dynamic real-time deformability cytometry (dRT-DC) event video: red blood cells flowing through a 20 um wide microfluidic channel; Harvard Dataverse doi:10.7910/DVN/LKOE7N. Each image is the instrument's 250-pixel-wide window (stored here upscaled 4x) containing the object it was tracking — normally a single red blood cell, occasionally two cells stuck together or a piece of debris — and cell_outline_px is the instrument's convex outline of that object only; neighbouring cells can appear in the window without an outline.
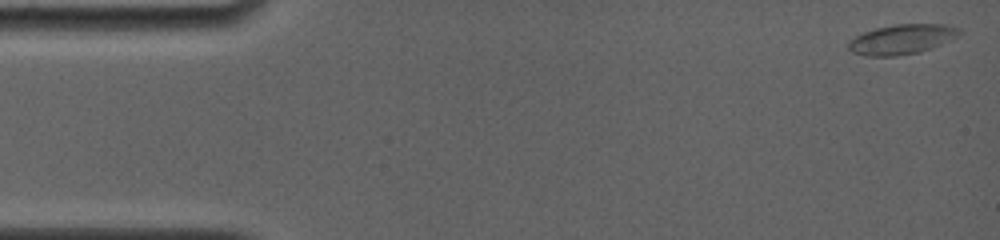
{"species": "common noctule bat (a hibernating species)", "species_latin": "Nyctalus noctula", "temperature_condition": "room temperature", "stored_images_in_passage": 12, "camera_frame_rate_fps": 4000, "um_per_image_px": 0.085, "animal": {"sex": "female", "body_mass_g": 19.0, "forearm_length_mm": 56.7}, "frame": {"image": 1, "passage_image": 1, "time_ms": 0.0, "image_size_px": [1000, 240], "cell_outline_px": [[964, 32], [952, 40], [932, 48], [920, 52], [896, 56], [864, 56], [852, 52], [848, 48], [848, 40], [864, 32], [876, 28], [896, 24], [944, 24], [960, 28]], "centroid_in_image_um": [76.69, 3.34], "position_along_channel_um": 8.3, "area_um2": 19.54}}
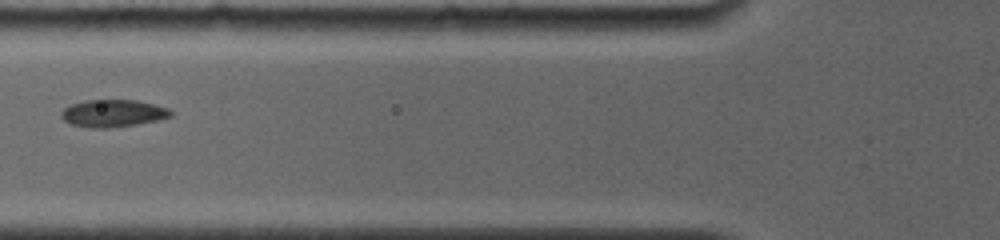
{"frame": {"image": 2, "passage_image": 7, "time_ms": 6.0, "image_size_px": [1000, 240], "cell_outline_px": [[172, 116], [160, 120], [112, 128], [88, 128], [72, 124], [64, 120], [60, 116], [60, 112], [64, 108], [72, 104], [84, 100], [136, 100], [168, 108], [172, 112]], "centroid_in_image_um": [9.59, 9.64], "position_along_channel_um": 116.2, "area_um2": 17.51}}
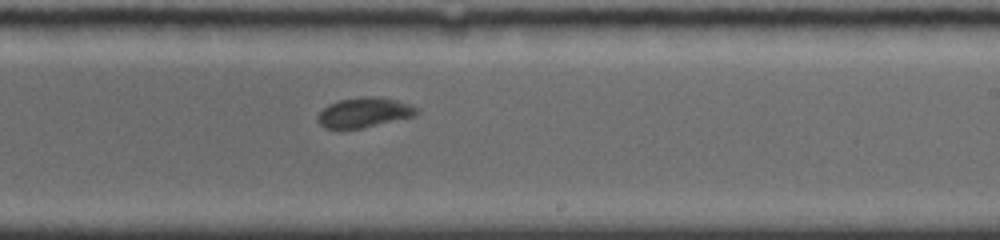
{"frame": {"image": 3, "passage_image": 12, "time_ms": 9.75, "image_size_px": [1000, 240], "cell_outline_px": [[420, 112], [416, 116], [360, 128], [324, 128], [316, 120], [316, 116], [328, 104], [340, 100], [396, 100], [420, 108]], "centroid_in_image_um": [30.95, 9.63], "position_along_channel_um": 258.1, "area_um2": 16.24}}